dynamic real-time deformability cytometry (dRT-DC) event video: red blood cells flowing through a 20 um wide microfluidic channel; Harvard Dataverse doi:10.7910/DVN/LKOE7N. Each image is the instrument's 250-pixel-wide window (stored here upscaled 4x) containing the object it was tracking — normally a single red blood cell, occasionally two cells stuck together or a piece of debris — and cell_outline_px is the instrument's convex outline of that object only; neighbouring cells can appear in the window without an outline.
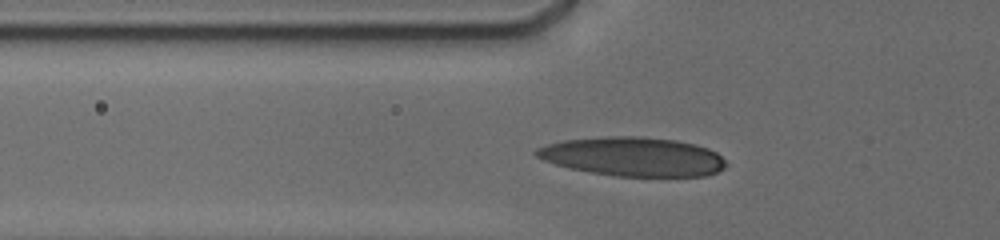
{"species": "human", "species_latin": "Homo sapiens", "temperature_condition": "cold", "stored_images_in_passage": 28, "camera_frame_rate_fps": 3000, "um_per_image_px": 0.085, "donor": {"sex": "male"}, "frame": {"image": 1, "passage_image": 9, "time_ms": 4.0, "image_size_px": [1000, 240], "cell_outline_px": [[724, 168], [708, 176], [616, 176], [568, 168], [544, 160], [536, 156], [532, 152], [536, 148], [548, 144], [564, 140], [604, 136], [640, 136], [676, 140], [696, 144], [708, 148], [716, 152], [724, 160]], "centroid_in_image_um": [53.79, 13.3], "position_along_channel_um": 72.0, "area_um2": 43.12}}
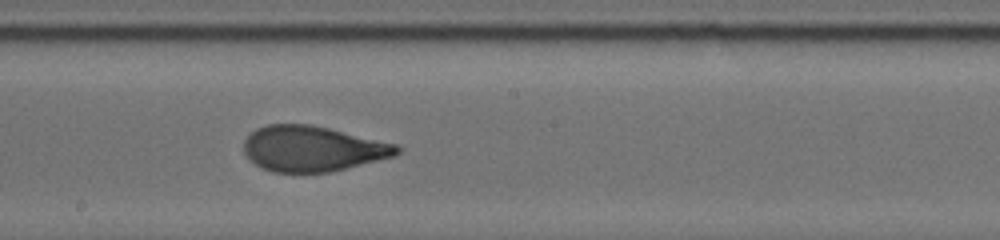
{"frame": {"image": 2, "passage_image": 18, "time_ms": 8.0, "image_size_px": [1000, 240], "cell_outline_px": [[400, 152], [396, 156], [332, 172], [272, 172], [260, 168], [248, 160], [244, 152], [244, 140], [256, 128], [268, 124], [312, 124], [396, 144], [400, 148]], "centroid_in_image_um": [26.55, 12.65], "position_along_channel_um": 221.7, "area_um2": 40.81}}
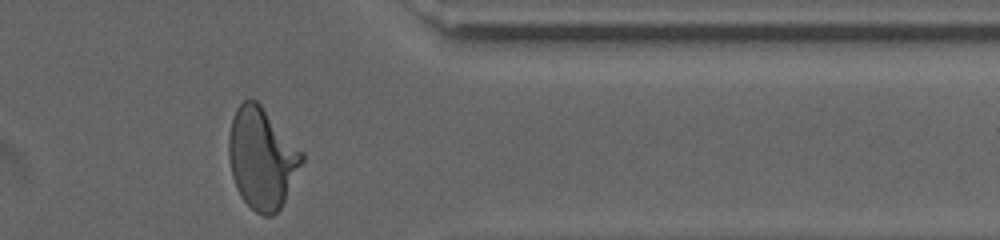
{"frame": {"image": 3, "passage_image": 25, "time_ms": 12.667, "image_size_px": [1000, 240], "cell_outline_px": [[304, 160], [280, 208], [272, 216], [264, 216], [256, 212], [240, 196], [236, 188], [232, 176], [228, 156], [228, 136], [232, 116], [236, 108], [244, 100], [256, 100], [260, 104], [304, 152]], "centroid_in_image_um": [22.24, 13.44], "position_along_channel_um": 389.2, "area_um2": 43.0}, "authors_computed_cell_mechanics": {"area_um2": 41.2403, "velocity_mm_per_s": 3.7812, "shape_relaxation_time_tau1_ms": 3.3687, "shape_relaxation_time_tau2_ms": 0.8884, "deformation_change_tau1": 0.184, "deformation_change_tau2": 0.0726}}